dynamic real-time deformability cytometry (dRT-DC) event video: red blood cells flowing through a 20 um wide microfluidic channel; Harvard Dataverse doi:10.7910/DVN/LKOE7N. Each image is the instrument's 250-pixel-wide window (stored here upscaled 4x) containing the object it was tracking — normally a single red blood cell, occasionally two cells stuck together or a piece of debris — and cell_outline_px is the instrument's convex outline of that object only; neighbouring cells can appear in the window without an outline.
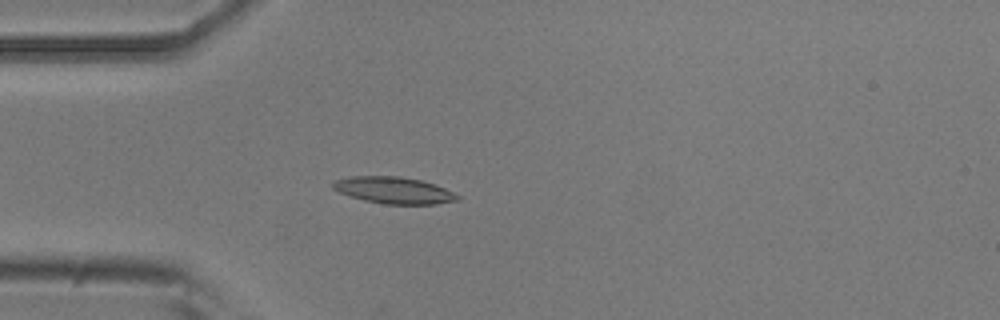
{"species": "common noctule bat (a hibernating species)", "species_latin": "Nyctalus noctula", "temperature_condition": "room temperature", "stored_images_in_passage": 4, "camera_frame_rate_fps": 3000, "um_per_image_px": 0.085, "animal": {"sex": "male", "body_mass_g": 20.5, "forearm_length_mm": 52.5}, "frame": {"image": 1, "passage_image": 4, "time_ms": 1.0, "image_size_px": [1000, 320], "cell_outline_px": [[460, 200], [436, 204], [384, 204], [364, 200], [340, 192], [332, 188], [332, 184], [336, 180], [352, 176], [400, 176], [420, 180], [444, 188], [460, 196]], "centroid_in_image_um": [33.49, 16.17], "position_along_channel_um": 51.5, "area_um2": 19.13}}